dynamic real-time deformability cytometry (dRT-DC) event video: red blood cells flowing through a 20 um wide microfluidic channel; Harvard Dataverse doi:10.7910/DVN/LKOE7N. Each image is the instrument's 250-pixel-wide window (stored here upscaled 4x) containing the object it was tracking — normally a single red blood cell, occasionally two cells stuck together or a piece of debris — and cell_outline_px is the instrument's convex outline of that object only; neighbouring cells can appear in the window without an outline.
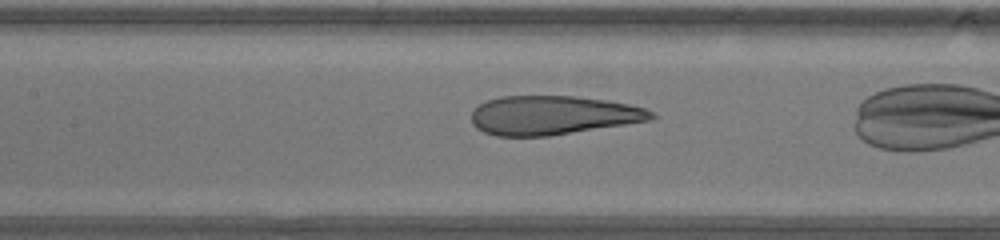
{"species": "human", "species_latin": "Homo sapiens", "temperature_condition": "warm", "stored_images_in_passage": 7, "camera_frame_rate_fps": 3000, "um_per_image_px": 0.085, "donor": {"sex": "male"}, "frame": {"image": 1, "passage_image": 5, "time_ms": 1.333, "image_size_px": [1000, 240], "cell_outline_px": [[656, 116], [652, 120], [548, 136], [496, 136], [484, 132], [476, 128], [472, 124], [472, 112], [480, 104], [488, 100], [500, 96], [576, 96], [608, 100], [628, 104], [644, 108], [652, 112]], "centroid_in_image_um": [46.98, 9.79], "position_along_channel_um": 160.4, "area_um2": 40.81}}